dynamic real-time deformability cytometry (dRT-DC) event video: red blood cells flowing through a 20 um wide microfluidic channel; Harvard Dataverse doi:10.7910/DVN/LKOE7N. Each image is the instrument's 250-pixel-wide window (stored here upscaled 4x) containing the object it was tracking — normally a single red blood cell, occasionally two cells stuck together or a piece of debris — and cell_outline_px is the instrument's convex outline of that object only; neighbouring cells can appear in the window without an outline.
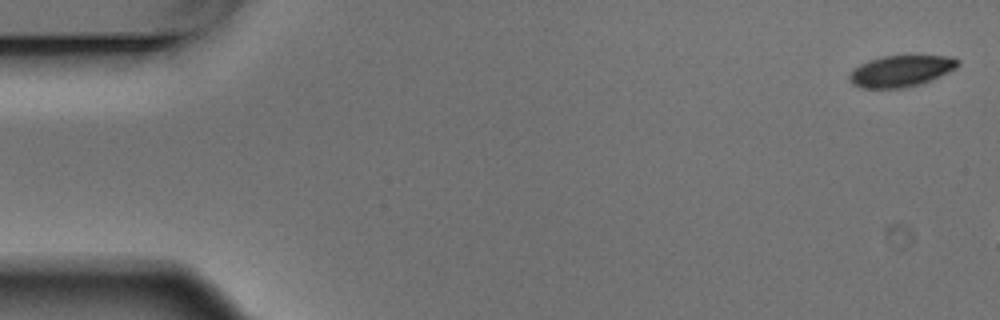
{"species": "Egyptian fruit bat (a non-hibernating species)", "species_latin": "Rousettus aegyptiacus", "temperature_condition": "warm", "stored_images_in_passage": 5, "camera_frame_rate_fps": 3000, "um_per_image_px": 0.085, "animal": {"sex": "male"}, "frame": {"image": 1, "passage_image": 1, "time_ms": 0.0, "image_size_px": [1000, 320], "cell_outline_px": [[960, 64], [956, 68], [940, 76], [920, 84], [904, 88], [860, 88], [852, 84], [848, 80], [848, 72], [860, 64], [868, 60], [884, 56], [952, 56], [960, 60]], "centroid_in_image_um": [76.55, 6.04], "position_along_channel_um": 8.5, "area_um2": 20.0}}